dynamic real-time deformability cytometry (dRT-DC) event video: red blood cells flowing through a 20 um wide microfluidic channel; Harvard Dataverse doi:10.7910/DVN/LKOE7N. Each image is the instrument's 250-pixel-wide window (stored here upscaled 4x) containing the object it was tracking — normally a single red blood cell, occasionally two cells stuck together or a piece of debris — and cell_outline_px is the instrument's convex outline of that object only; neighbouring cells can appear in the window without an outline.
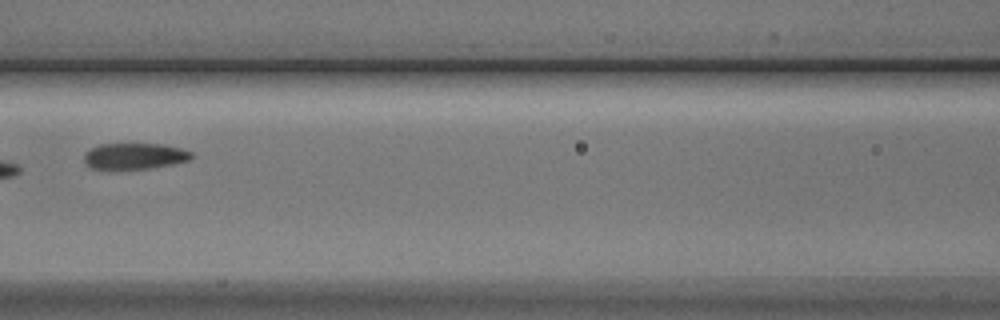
{"species": "Egyptian fruit bat (a non-hibernating species)", "species_latin": "Rousettus aegyptiacus", "temperature_condition": "cold", "stored_images_in_passage": 15, "camera_frame_rate_fps": 3000, "um_per_image_px": 0.085, "animal": {"sex": "male"}, "frame": {"image": 1, "passage_image": 7, "time_ms": 8.0, "image_size_px": [1000, 320], "cell_outline_px": [[192, 156], [188, 160], [172, 164], [148, 168], [92, 168], [84, 160], [84, 152], [100, 144], [164, 144], [180, 148], [192, 152]], "centroid_in_image_um": [11.45, 13.25], "position_along_channel_um": 155.2, "area_um2": 15.95}}
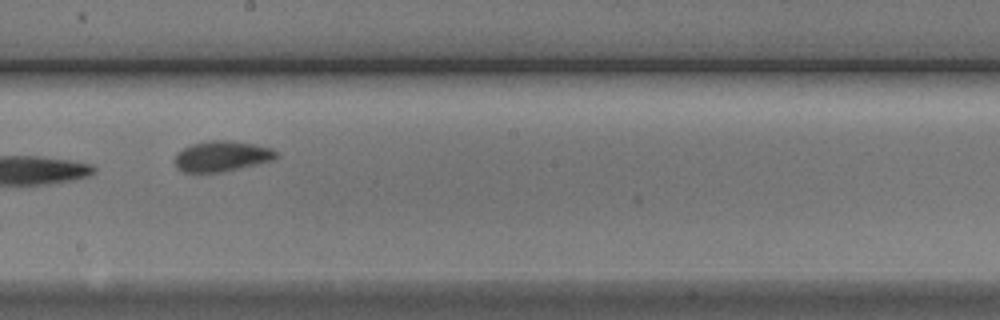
{"frame": {"image": 2, "passage_image": 9, "time_ms": 10.0, "image_size_px": [1000, 320], "cell_outline_px": [[280, 156], [272, 160], [256, 164], [220, 172], [184, 172], [176, 168], [172, 160], [176, 152], [192, 144], [208, 140], [228, 140], [252, 144], [272, 148]], "centroid_in_image_um": [18.79, 13.27], "position_along_channel_um": 229.4, "area_um2": 18.09}}
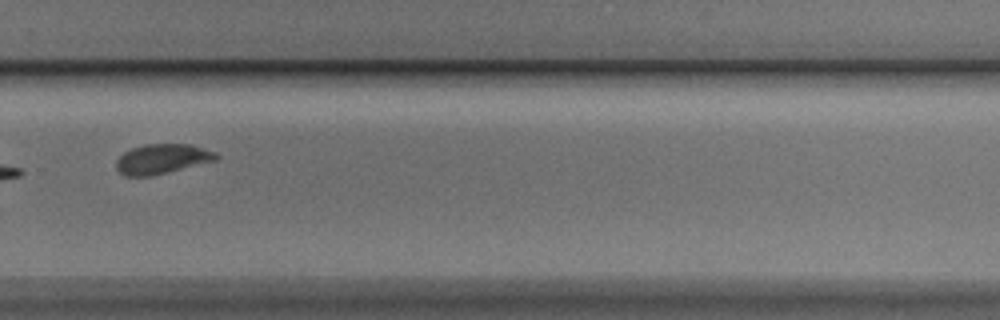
{"frame": {"image": 3, "passage_image": 11, "time_ms": 12.333, "image_size_px": [1000, 320], "cell_outline_px": [[220, 156], [216, 160], [152, 176], [124, 176], [116, 168], [116, 160], [124, 152], [132, 148], [144, 144], [192, 144], [216, 152]], "centroid_in_image_um": [13.78, 13.5], "position_along_channel_um": 316.0, "area_um2": 17.4}, "authors_computed_cell_mechanics": {"area_um2": 18.0914, "velocity_mm_per_s": 3.712, "shape_relaxation_time_tau1_ms": null, "shape_relaxation_time_tau2_ms": 5.1174, "deformation_change_tau1": null, "deformation_change_tau2": 0.0766}}